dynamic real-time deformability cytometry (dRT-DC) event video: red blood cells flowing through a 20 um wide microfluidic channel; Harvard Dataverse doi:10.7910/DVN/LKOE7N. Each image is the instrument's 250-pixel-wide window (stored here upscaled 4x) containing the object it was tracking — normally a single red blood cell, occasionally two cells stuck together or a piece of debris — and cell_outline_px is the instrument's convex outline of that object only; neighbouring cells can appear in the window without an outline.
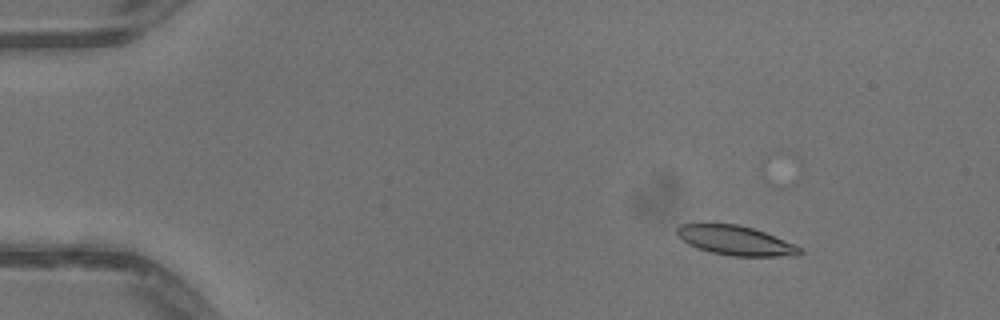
{"species": "common noctule bat (a hibernating species)", "species_latin": "Nyctalus noctula", "temperature_condition": "warm", "stored_images_in_passage": 31, "camera_frame_rate_fps": 3000, "um_per_image_px": 0.085, "animal": {"sex": "male", "body_mass_g": 13.3}, "frame": {"image": 1, "passage_image": 8, "time_ms": 2.333, "image_size_px": [1000, 320], "cell_outline_px": [[804, 252], [800, 256], [732, 256], [712, 252], [696, 248], [688, 244], [676, 232], [676, 228], [680, 224], [736, 224], [752, 228], [764, 232], [804, 248]], "centroid_in_image_um": [62.58, 20.46], "position_along_channel_um": 22.4, "area_um2": 20.98}}
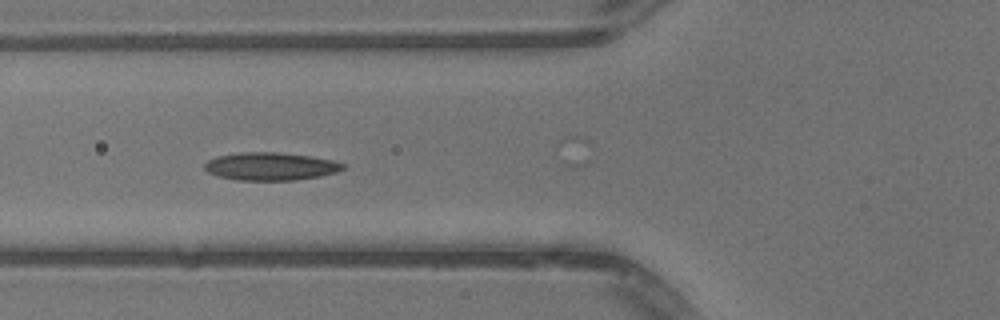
{"frame": {"image": 2, "passage_image": 21, "time_ms": 6.667, "image_size_px": [1000, 320], "cell_outline_px": [[344, 168], [336, 172], [320, 176], [296, 180], [236, 180], [220, 176], [208, 172], [204, 168], [204, 164], [208, 160], [216, 156], [240, 152], [280, 152], [308, 156], [332, 160], [344, 164]], "centroid_in_image_um": [22.97, 14.14], "position_along_channel_um": 102.8, "area_um2": 22.37}}
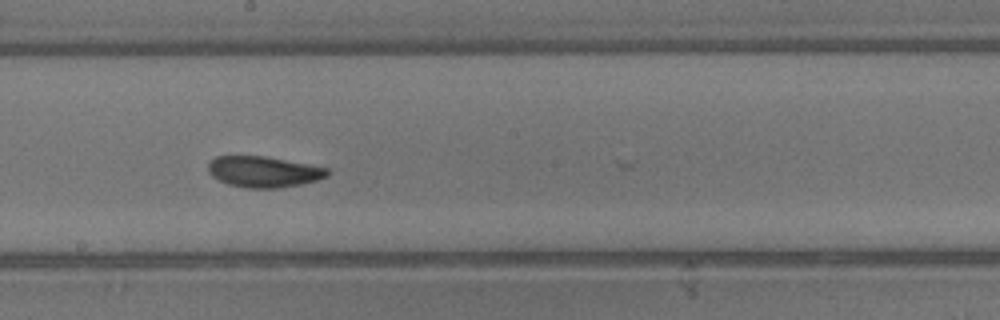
{"frame": {"image": 3, "passage_image": 30, "time_ms": 9.667, "image_size_px": [1000, 320], "cell_outline_px": [[332, 172], [328, 176], [316, 180], [300, 184], [276, 188], [248, 188], [228, 184], [212, 176], [208, 172], [208, 164], [216, 156], [264, 156], [308, 164], [328, 168]], "centroid_in_image_um": [22.42, 14.59], "position_along_channel_um": 225.8, "area_um2": 21.39}}